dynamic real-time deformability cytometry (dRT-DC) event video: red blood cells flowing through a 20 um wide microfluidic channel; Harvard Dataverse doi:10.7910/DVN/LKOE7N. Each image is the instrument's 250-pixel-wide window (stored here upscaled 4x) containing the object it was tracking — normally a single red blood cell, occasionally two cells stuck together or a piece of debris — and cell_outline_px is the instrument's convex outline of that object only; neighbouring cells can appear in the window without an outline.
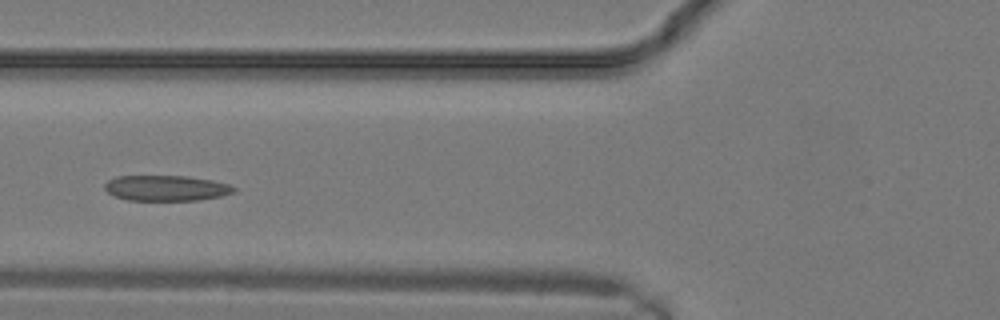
{"species": "common noctule bat (a hibernating species)", "species_latin": "Nyctalus noctula", "temperature_condition": "warm", "stored_images_in_passage": 6, "camera_frame_rate_fps": 3000, "um_per_image_px": 0.085, "animal": {"sex": "male", "body_mass_g": 19.2, "forearm_length_mm": 51.8}, "frame": {"image": 1, "passage_image": 5, "time_ms": 1.333, "image_size_px": [1000, 320], "cell_outline_px": [[236, 192], [220, 196], [196, 200], [128, 200], [116, 196], [108, 192], [104, 188], [104, 184], [108, 180], [116, 176], [188, 176], [212, 180], [228, 184], [236, 188]], "centroid_in_image_um": [14.13, 15.98], "position_along_channel_um": 111.7, "area_um2": 19.13}}